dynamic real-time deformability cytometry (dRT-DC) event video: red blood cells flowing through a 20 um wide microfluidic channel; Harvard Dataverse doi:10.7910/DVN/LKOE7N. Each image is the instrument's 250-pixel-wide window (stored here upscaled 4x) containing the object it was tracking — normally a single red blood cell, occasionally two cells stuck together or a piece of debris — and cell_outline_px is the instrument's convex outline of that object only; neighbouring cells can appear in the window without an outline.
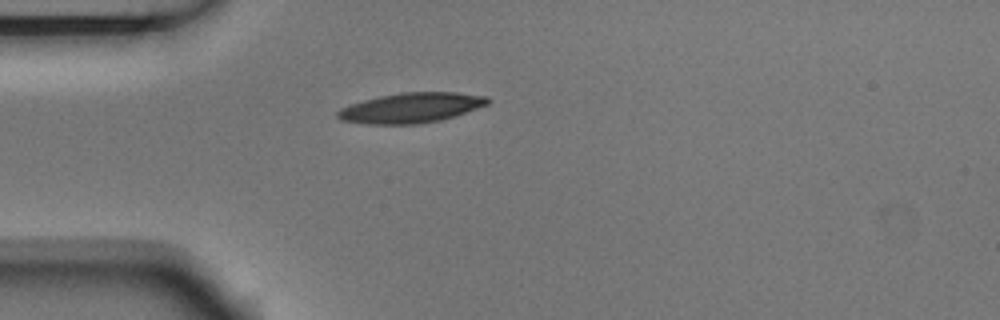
{"species": "Egyptian fruit bat (a non-hibernating species)", "species_latin": "Rousettus aegyptiacus", "temperature_condition": "room temperature", "stored_images_in_passage": 1, "camera_frame_rate_fps": 3000, "um_per_image_px": 0.085, "animal": {"sex": "male"}, "frame": {"image": 1, "passage_image": 1, "time_ms": 0.0, "image_size_px": [1000, 320], "cell_outline_px": [[492, 100], [488, 104], [456, 116], [440, 120], [416, 124], [368, 124], [340, 120], [336, 116], [336, 112], [340, 108], [364, 100], [380, 96], [400, 92], [456, 92], [488, 96]], "centroid_in_image_um": [34.97, 9.16], "position_along_channel_um": 50.0, "area_um2": 26.36}}